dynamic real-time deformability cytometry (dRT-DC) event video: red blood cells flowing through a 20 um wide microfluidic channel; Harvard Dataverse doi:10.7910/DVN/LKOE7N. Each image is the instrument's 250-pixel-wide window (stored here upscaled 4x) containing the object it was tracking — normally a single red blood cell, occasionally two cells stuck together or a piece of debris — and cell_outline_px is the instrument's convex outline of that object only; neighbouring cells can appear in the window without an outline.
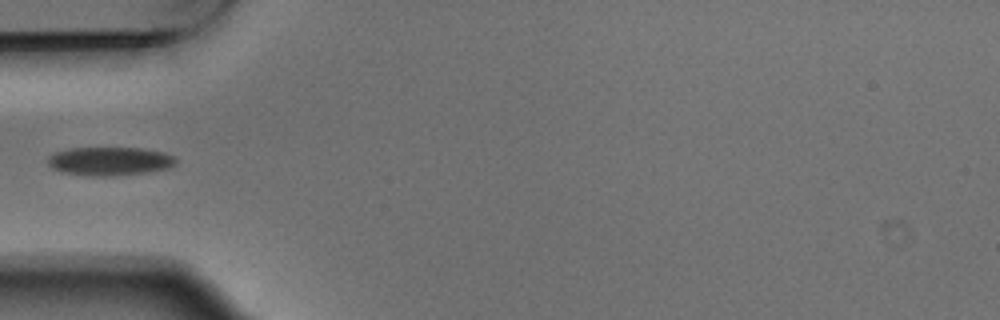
{"species": "Egyptian fruit bat (a non-hibernating species)", "species_latin": "Rousettus aegyptiacus", "temperature_condition": "warm", "stored_images_in_passage": 5, "camera_frame_rate_fps": 3000, "um_per_image_px": 0.085, "animal": {"sex": "male"}, "frame": {"image": 1, "passage_image": 5, "time_ms": 1.333, "image_size_px": [1000, 320], "cell_outline_px": [[176, 164], [168, 168], [144, 172], [112, 176], [88, 176], [60, 172], [52, 168], [48, 164], [48, 156], [56, 152], [68, 148], [140, 148], [164, 152], [176, 156]], "centroid_in_image_um": [9.31, 13.7], "position_along_channel_um": 75.7, "area_um2": 21.39}}